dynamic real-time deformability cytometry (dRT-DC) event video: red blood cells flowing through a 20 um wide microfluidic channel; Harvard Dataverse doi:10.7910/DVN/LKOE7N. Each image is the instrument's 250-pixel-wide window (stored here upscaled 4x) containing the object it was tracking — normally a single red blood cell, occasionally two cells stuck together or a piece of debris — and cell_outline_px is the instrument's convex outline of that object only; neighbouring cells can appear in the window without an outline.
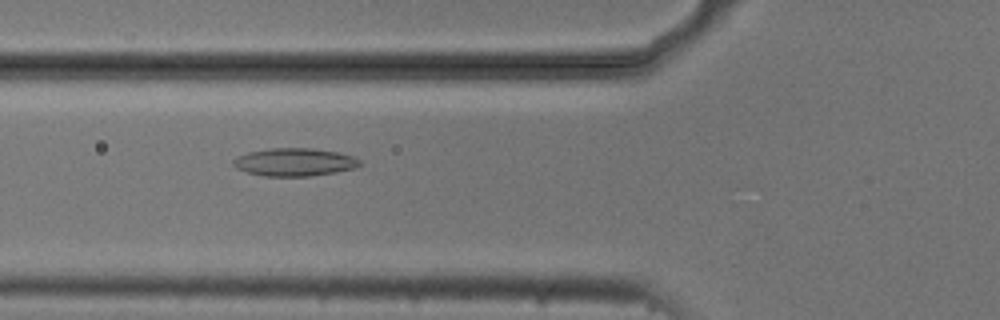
{"species": "common noctule bat (a hibernating species)", "species_latin": "Nyctalus noctula", "temperature_condition": "cold", "stored_images_in_passage": 43, "camera_frame_rate_fps": 3000, "um_per_image_px": 0.085, "animal": {"sex": "male", "body_mass_g": 20.5, "forearm_length_mm": 52.5}, "frame": {"image": 1, "passage_image": 9, "time_ms": 2.667, "image_size_px": [1000, 320], "cell_outline_px": [[364, 164], [356, 168], [336, 172], [308, 176], [264, 176], [248, 172], [236, 168], [232, 164], [232, 160], [236, 156], [248, 152], [272, 148], [312, 148], [340, 152], [352, 156], [360, 160]], "centroid_in_image_um": [25.05, 13.77], "position_along_channel_um": 100.7, "area_um2": 20.75}}
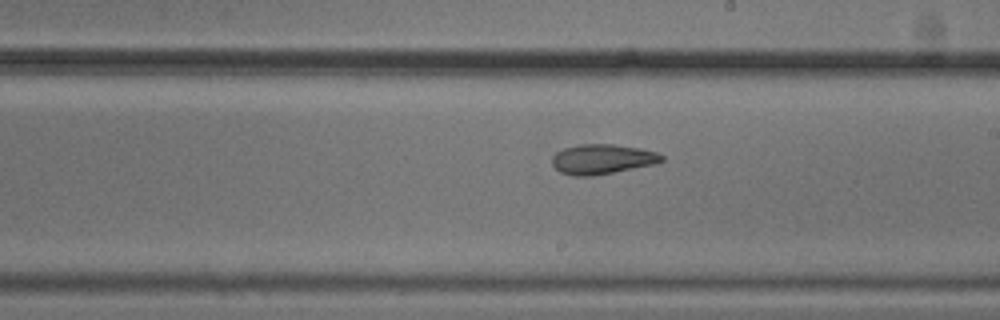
{"frame": {"image": 2, "passage_image": 20, "time_ms": 6.333, "image_size_px": [1000, 320], "cell_outline_px": [[664, 160], [656, 164], [592, 176], [572, 176], [560, 172], [552, 164], [552, 156], [556, 152], [564, 148], [580, 144], [612, 144], [640, 148], [656, 152], [664, 156]], "centroid_in_image_um": [51.19, 13.53], "position_along_channel_um": 237.8, "area_um2": 19.13}}
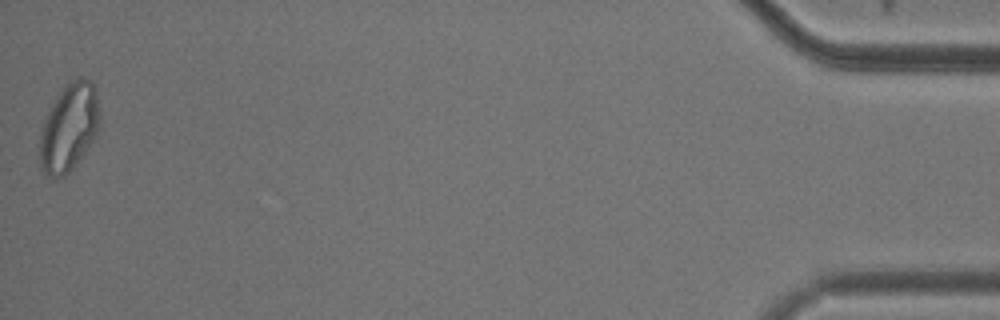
{"frame": {"image": 3, "passage_image": 43, "time_ms": 14.0, "image_size_px": [1000, 320], "cell_outline_px": [[100, 124], [96, 136], [72, 168], [64, 176], [56, 180], [52, 180], [44, 176], [40, 168], [40, 132], [48, 108], [56, 96], [68, 80], [76, 76], [80, 76], [92, 80], [96, 96], [100, 116]], "centroid_in_image_um": [5.84, 10.83], "position_along_channel_um": 429.4, "area_um2": 31.27}, "authors_computed_cell_mechanics": {"area_um2": 20.7502, "velocity_mm_per_s": 3.7271, "shape_relaxation_time_tau1_ms": null, "shape_relaxation_time_tau2_ms": 2.6656, "deformation_change_tau1": null, "deformation_change_tau2": 0.0864}}